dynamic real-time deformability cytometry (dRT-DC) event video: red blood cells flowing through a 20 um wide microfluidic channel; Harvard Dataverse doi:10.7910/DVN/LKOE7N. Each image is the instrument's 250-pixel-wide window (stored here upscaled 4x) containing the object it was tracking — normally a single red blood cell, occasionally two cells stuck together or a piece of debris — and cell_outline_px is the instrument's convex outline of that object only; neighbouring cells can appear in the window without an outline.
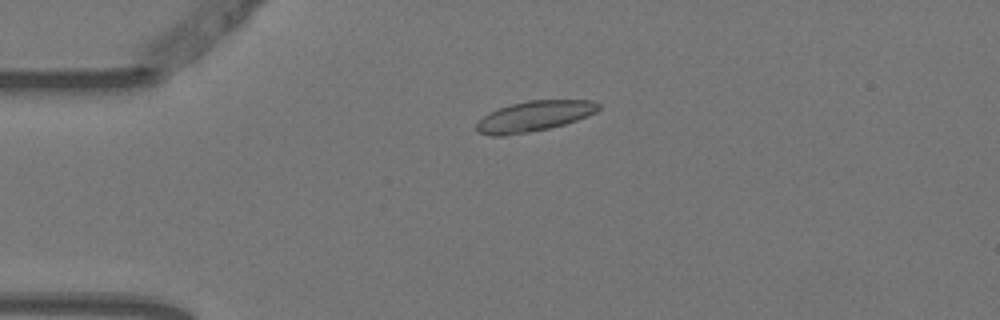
{"species": "Egyptian fruit bat (a non-hibernating species)", "species_latin": "Rousettus aegyptiacus", "temperature_condition": "warm", "stored_images_in_passage": 3, "camera_frame_rate_fps": 3000, "um_per_image_px": 0.085, "animal": {"sex": "female"}, "frame": {"image": 1, "passage_image": 2, "time_ms": 0.333, "image_size_px": [1000, 320], "cell_outline_px": [[600, 108], [596, 112], [576, 120], [564, 124], [548, 128], [528, 132], [504, 136], [492, 136], [476, 132], [476, 124], [488, 112], [496, 108], [528, 100], [592, 100], [600, 104]], "centroid_in_image_um": [45.37, 9.87], "position_along_channel_um": 39.6, "area_um2": 21.62}}